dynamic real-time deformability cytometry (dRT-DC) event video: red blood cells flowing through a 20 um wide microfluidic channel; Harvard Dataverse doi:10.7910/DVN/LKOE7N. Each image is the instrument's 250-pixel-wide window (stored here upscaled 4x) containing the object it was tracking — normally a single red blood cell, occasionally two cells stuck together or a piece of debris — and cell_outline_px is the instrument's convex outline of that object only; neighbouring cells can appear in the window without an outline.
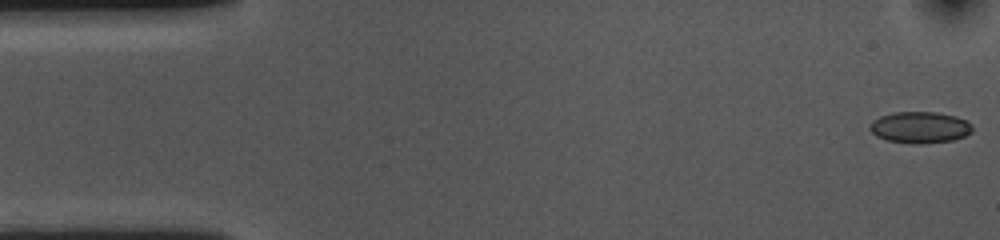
{"species": "common noctule bat (a hibernating species)", "species_latin": "Nyctalus noctula", "temperature_condition": "cold", "stored_images_in_passage": 54, "camera_frame_rate_fps": 3000, "um_per_image_px": 0.085, "animal": {"sex": "female", "body_mass_g": 10.0, "forearm_length_mm": 53.1}, "frame": {"image": 1, "passage_image": 1, "time_ms": 0.0, "image_size_px": [1000, 240], "cell_outline_px": [[972, 132], [964, 136], [952, 140], [924, 144], [912, 144], [888, 140], [876, 136], [868, 128], [868, 124], [872, 120], [880, 116], [892, 112], [936, 112], [956, 116], [968, 120], [972, 124]], "centroid_in_image_um": [78.18, 10.82], "position_along_channel_um": 6.8, "area_um2": 19.07}}
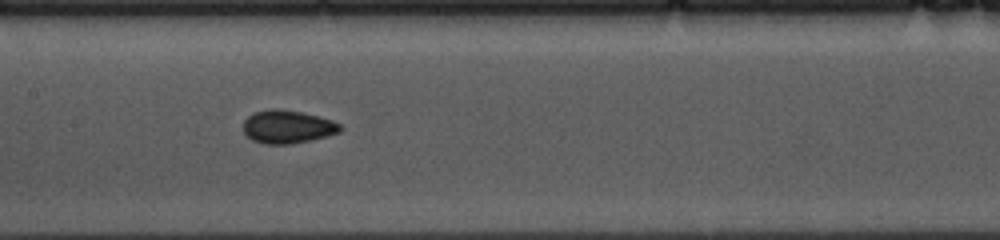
{"frame": {"image": 2, "passage_image": 25, "time_ms": 8.0, "image_size_px": [1000, 240], "cell_outline_px": [[344, 128], [340, 132], [328, 136], [312, 140], [288, 144], [264, 144], [252, 140], [244, 132], [244, 120], [252, 112], [268, 108], [276, 108], [304, 112], [332, 120], [340, 124]], "centroid_in_image_um": [24.45, 10.76], "position_along_channel_um": 182.9, "area_um2": 19.02}}
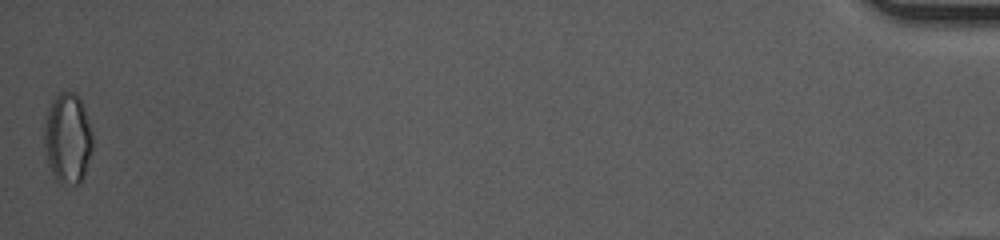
{"frame": {"image": 3, "passage_image": 54, "time_ms": 17.667, "image_size_px": [1000, 240], "cell_outline_px": [[92, 148], [84, 176], [80, 184], [60, 184], [56, 180], [48, 164], [44, 144], [44, 120], [48, 108], [52, 100], [60, 92], [76, 92], [80, 96], [92, 132]], "centroid_in_image_um": [5.74, 11.75], "position_along_channel_um": 429.5, "area_um2": 25.72}, "authors_computed_cell_mechanics": {"area_um2": 18.207, "velocity_mm_per_s": 3.6064, "shape_relaxation_time_tau1_ms": 3.7865, "shape_relaxation_time_tau2_ms": 4.2084, "deformation_change_tau1": 0.0816, "deformation_change_tau2": 0.0641}}